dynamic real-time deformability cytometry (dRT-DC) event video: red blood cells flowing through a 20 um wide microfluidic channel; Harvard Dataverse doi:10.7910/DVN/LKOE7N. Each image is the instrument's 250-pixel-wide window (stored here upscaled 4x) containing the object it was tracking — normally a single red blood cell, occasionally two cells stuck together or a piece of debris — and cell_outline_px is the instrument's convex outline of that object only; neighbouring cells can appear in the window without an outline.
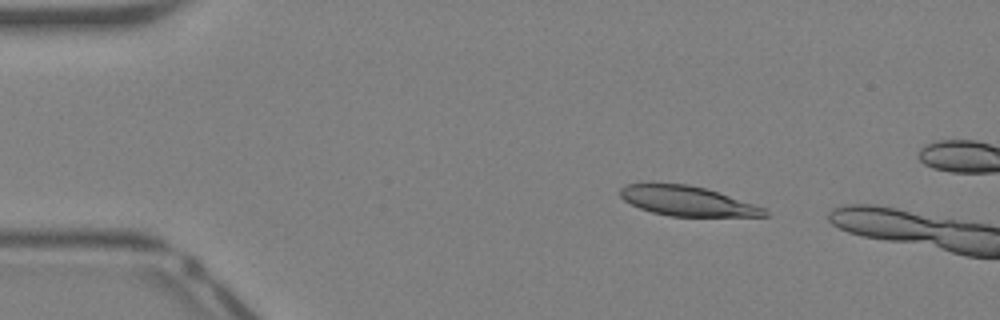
{"species": "Egyptian fruit bat (a non-hibernating species)", "species_latin": "Rousettus aegyptiacus", "temperature_condition": "warm", "stored_images_in_passage": 9, "camera_frame_rate_fps": 3000, "um_per_image_px": 0.085, "animal": {"sex": "female"}, "frame": {"image": 1, "passage_image": 6, "time_ms": 1.667, "image_size_px": [1000, 320], "cell_outline_px": [[768, 216], [668, 216], [652, 212], [640, 208], [624, 200], [620, 196], [620, 188], [624, 184], [688, 184], [704, 188], [756, 204], [764, 208], [768, 212]], "centroid_in_image_um": [58.42, 17.09], "position_along_channel_um": 26.6, "area_um2": 24.74}}